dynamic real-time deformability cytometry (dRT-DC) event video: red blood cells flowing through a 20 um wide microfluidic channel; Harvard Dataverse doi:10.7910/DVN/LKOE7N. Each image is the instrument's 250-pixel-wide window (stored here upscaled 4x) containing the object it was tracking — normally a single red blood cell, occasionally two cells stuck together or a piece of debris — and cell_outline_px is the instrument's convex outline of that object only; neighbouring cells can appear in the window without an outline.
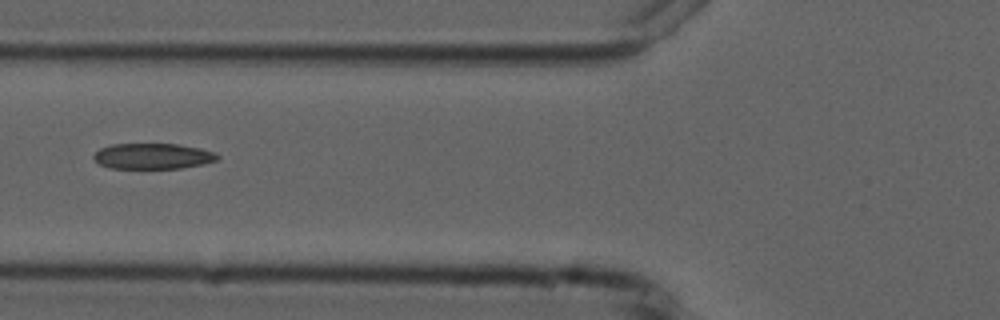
{"species": "common noctule bat (a hibernating species)", "species_latin": "Nyctalus noctula", "temperature_condition": "cold", "stored_images_in_passage": 6, "camera_frame_rate_fps": 3000, "um_per_image_px": 0.085, "animal": {"sex": "male", "forearm_length_mm": 52.5}, "frame": {"image": 1, "passage_image": 6, "time_ms": 5.667, "image_size_px": [1000, 320], "cell_outline_px": [[220, 156], [216, 160], [204, 164], [180, 168], [108, 168], [100, 164], [92, 156], [100, 148], [112, 144], [176, 144], [200, 148], [216, 152]], "centroid_in_image_um": [13.0, 13.27], "position_along_channel_um": 112.8, "area_um2": 18.5}}